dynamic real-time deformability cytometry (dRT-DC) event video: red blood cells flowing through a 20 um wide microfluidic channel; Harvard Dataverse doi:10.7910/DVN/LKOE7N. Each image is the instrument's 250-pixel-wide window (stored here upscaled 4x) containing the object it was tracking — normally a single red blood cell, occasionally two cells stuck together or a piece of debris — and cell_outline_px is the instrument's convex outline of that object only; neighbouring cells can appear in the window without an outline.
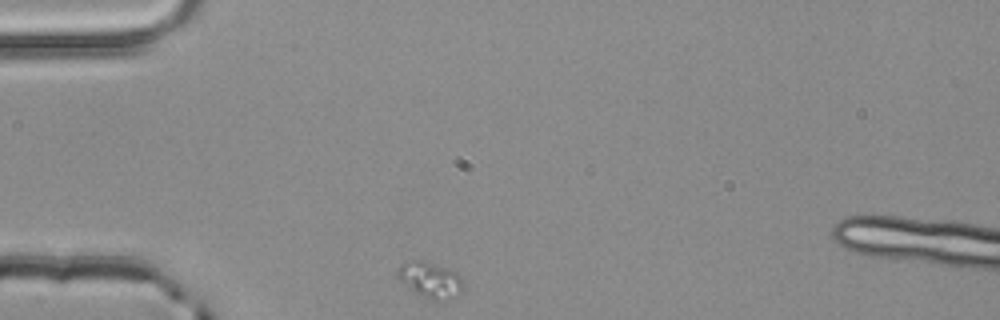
{"species": "common noctule bat (a hibernating species)", "species_latin": "Nyctalus noctula", "temperature_condition": "room temperature", "stored_images_in_passage": 2, "camera_frame_rate_fps": 3000, "um_per_image_px": 0.085, "animal": {"sex": "male", "body_mass_g": 20.4}, "frame": {"image": 1, "passage_image": 1, "time_ms": 0.0, "image_size_px": [1000, 320], "cell_outline_px": [[464, 288], [456, 296], [436, 300], [432, 300], [416, 292], [396, 280], [396, 268], [400, 264], [412, 260], [428, 260], [448, 268], [456, 272], [464, 280]], "centroid_in_image_um": [36.54, 23.74], "position_along_channel_um": 48.5, "area_um2": 13.99}}